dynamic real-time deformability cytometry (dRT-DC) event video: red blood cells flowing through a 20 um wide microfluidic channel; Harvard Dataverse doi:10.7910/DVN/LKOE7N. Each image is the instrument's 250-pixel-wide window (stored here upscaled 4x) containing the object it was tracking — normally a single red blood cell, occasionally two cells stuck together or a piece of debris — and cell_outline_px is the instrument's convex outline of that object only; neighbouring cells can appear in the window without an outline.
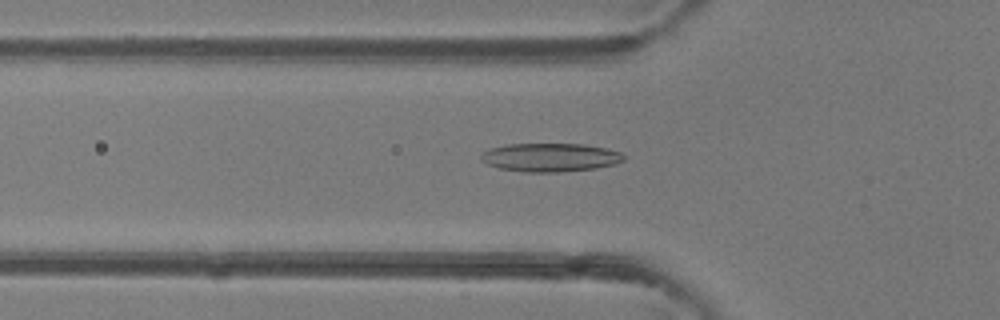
{"species": "common noctule bat (a hibernating species)", "species_latin": "Nyctalus noctula", "temperature_condition": "room temperature", "stored_images_in_passage": 37, "camera_frame_rate_fps": 3000, "um_per_image_px": 0.085, "animal": {"sex": "female"}, "frame": {"image": 1, "passage_image": 6, "time_ms": 1.667, "image_size_px": [1000, 320], "cell_outline_px": [[624, 160], [616, 164], [596, 168], [560, 172], [524, 172], [500, 168], [488, 164], [480, 160], [480, 156], [488, 148], [508, 144], [584, 144], [604, 148], [620, 152], [624, 156]], "centroid_in_image_um": [46.76, 13.38], "position_along_channel_um": 79.0, "area_um2": 23.7}}
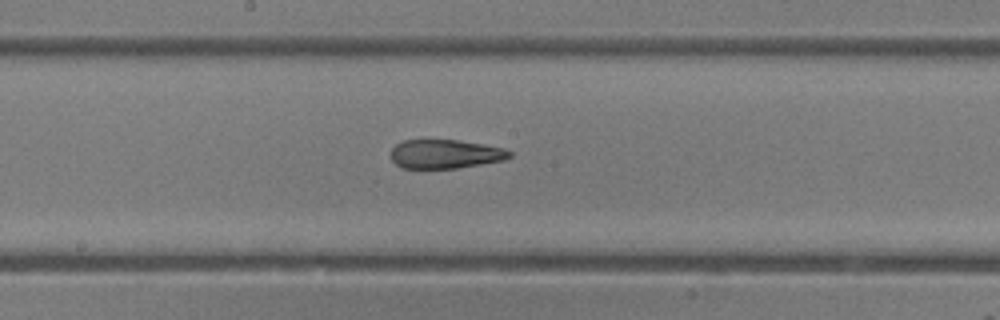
{"frame": {"image": 2, "passage_image": 15, "time_ms": 4.667, "image_size_px": [1000, 320], "cell_outline_px": [[512, 156], [504, 160], [456, 168], [400, 168], [392, 160], [392, 148], [396, 144], [404, 140], [456, 140], [484, 144], [504, 148], [512, 152]], "centroid_in_image_um": [37.86, 13.09], "position_along_channel_um": 210.3, "area_um2": 19.94}}
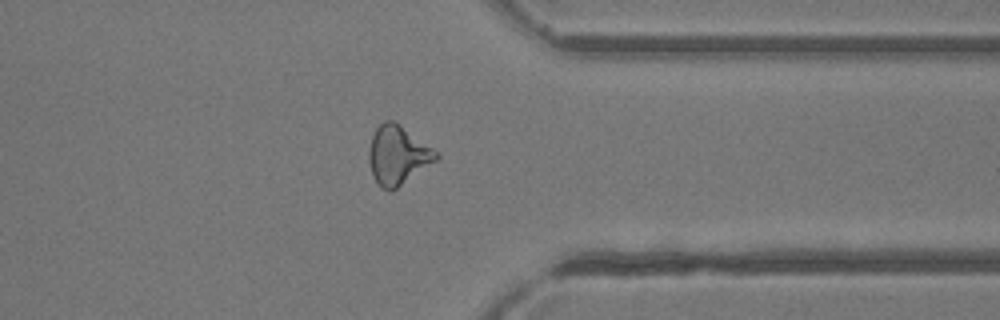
{"frame": {"image": 3, "passage_image": 27, "time_ms": 8.667, "image_size_px": [1000, 320], "cell_outline_px": [[440, 156], [436, 160], [392, 192], [388, 192], [380, 188], [372, 176], [368, 160], [368, 152], [372, 136], [376, 128], [384, 120], [396, 120], [432, 148]], "centroid_in_image_um": [33.77, 13.2], "position_along_channel_um": 377.6, "area_um2": 23.24}, "authors_computed_cell_mechanics": {"area_um2": 21.7906, "velocity_mm_per_s": 4.338, "shape_relaxation_time_tau1_ms": null, "shape_relaxation_time_tau2_ms": 2.1327, "deformation_change_tau1": null, "deformation_change_tau2": 0.1085}}